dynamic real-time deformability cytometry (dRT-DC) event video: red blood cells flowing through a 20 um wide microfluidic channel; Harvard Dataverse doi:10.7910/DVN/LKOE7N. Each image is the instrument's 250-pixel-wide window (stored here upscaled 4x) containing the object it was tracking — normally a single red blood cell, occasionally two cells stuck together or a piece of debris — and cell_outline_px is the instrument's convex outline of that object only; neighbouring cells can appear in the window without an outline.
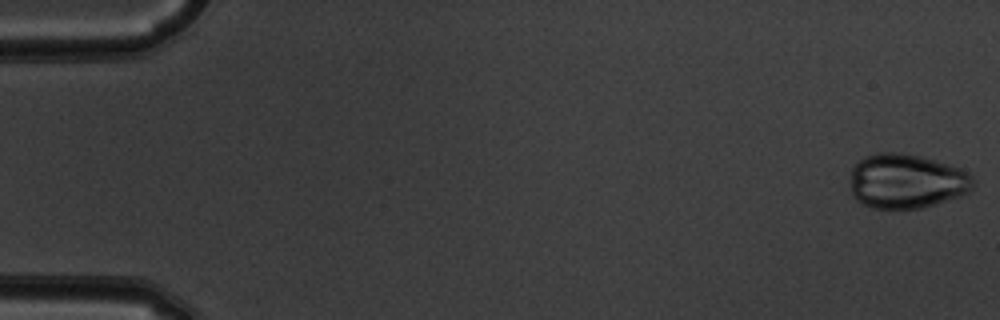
{"species": "common noctule bat (a hibernating species)", "species_latin": "Nyctalus noctula", "temperature_condition": "warm", "stored_images_in_passage": 9, "camera_frame_rate_fps": 3000, "um_per_image_px": 0.085, "animal": {"sex": "male", "body_mass_g": 19.5, "forearm_length_mm": 54.6}, "frame": {"image": 1, "passage_image": 1, "time_ms": 0.0, "image_size_px": [1000, 320], "cell_outline_px": [[976, 184], [972, 192], [924, 208], [872, 208], [860, 204], [856, 200], [852, 192], [852, 168], [864, 156], [880, 152], [900, 152], [920, 156], [936, 160], [960, 168], [972, 176]], "centroid_in_image_um": [77.1, 15.4], "position_along_channel_um": 7.9, "area_um2": 39.42}}